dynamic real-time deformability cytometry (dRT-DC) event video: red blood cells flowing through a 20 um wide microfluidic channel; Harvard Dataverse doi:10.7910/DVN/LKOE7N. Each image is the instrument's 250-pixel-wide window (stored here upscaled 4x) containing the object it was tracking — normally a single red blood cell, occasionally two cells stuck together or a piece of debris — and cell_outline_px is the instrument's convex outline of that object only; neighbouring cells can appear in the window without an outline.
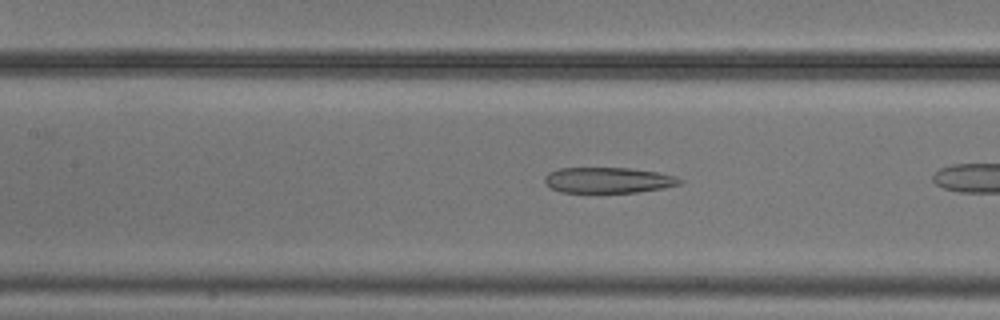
{"species": "common noctule bat (a hibernating species)", "species_latin": "Nyctalus noctula", "temperature_condition": "cold", "stored_images_in_passage": 23, "camera_frame_rate_fps": 3000, "um_per_image_px": 0.085, "animal": {"sex": "male", "body_mass_g": 20.5, "forearm_length_mm": 52.5}, "frame": {"image": 1, "passage_image": 20, "time_ms": 6.333, "image_size_px": [1000, 320], "cell_outline_px": [[684, 180], [680, 184], [664, 188], [636, 192], [560, 192], [544, 184], [544, 176], [548, 172], [560, 168], [628, 168], [656, 172], [676, 176]], "centroid_in_image_um": [51.68, 15.31], "position_along_channel_um": 155.7, "area_um2": 20.23}}